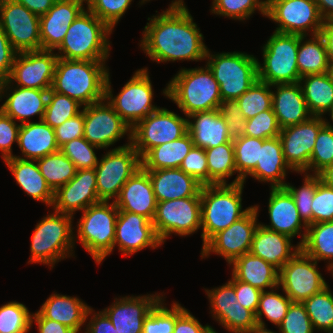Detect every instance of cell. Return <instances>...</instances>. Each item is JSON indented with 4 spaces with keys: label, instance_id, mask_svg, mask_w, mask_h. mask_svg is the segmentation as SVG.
<instances>
[{
    "label": "cell",
    "instance_id": "41",
    "mask_svg": "<svg viewBox=\"0 0 333 333\" xmlns=\"http://www.w3.org/2000/svg\"><path fill=\"white\" fill-rule=\"evenodd\" d=\"M204 150L207 156L208 185L226 184V177L237 172L233 140Z\"/></svg>",
    "mask_w": 333,
    "mask_h": 333
},
{
    "label": "cell",
    "instance_id": "61",
    "mask_svg": "<svg viewBox=\"0 0 333 333\" xmlns=\"http://www.w3.org/2000/svg\"><path fill=\"white\" fill-rule=\"evenodd\" d=\"M219 111L227 124L231 140L241 138L246 131V119L236 100L222 101Z\"/></svg>",
    "mask_w": 333,
    "mask_h": 333
},
{
    "label": "cell",
    "instance_id": "42",
    "mask_svg": "<svg viewBox=\"0 0 333 333\" xmlns=\"http://www.w3.org/2000/svg\"><path fill=\"white\" fill-rule=\"evenodd\" d=\"M36 163L40 173L54 192L68 183L77 172L74 163L60 150L36 160Z\"/></svg>",
    "mask_w": 333,
    "mask_h": 333
},
{
    "label": "cell",
    "instance_id": "57",
    "mask_svg": "<svg viewBox=\"0 0 333 333\" xmlns=\"http://www.w3.org/2000/svg\"><path fill=\"white\" fill-rule=\"evenodd\" d=\"M219 323L233 333H248L257 325L255 314L243 307L240 302L227 312Z\"/></svg>",
    "mask_w": 333,
    "mask_h": 333
},
{
    "label": "cell",
    "instance_id": "30",
    "mask_svg": "<svg viewBox=\"0 0 333 333\" xmlns=\"http://www.w3.org/2000/svg\"><path fill=\"white\" fill-rule=\"evenodd\" d=\"M291 240L290 236L269 230L259 223L249 252L280 270L300 249L299 245L294 248Z\"/></svg>",
    "mask_w": 333,
    "mask_h": 333
},
{
    "label": "cell",
    "instance_id": "8",
    "mask_svg": "<svg viewBox=\"0 0 333 333\" xmlns=\"http://www.w3.org/2000/svg\"><path fill=\"white\" fill-rule=\"evenodd\" d=\"M118 213L114 201L110 205L100 201L86 208L79 219L77 237L98 264L114 249Z\"/></svg>",
    "mask_w": 333,
    "mask_h": 333
},
{
    "label": "cell",
    "instance_id": "51",
    "mask_svg": "<svg viewBox=\"0 0 333 333\" xmlns=\"http://www.w3.org/2000/svg\"><path fill=\"white\" fill-rule=\"evenodd\" d=\"M267 1L260 0H214L212 13L233 19L249 18L256 9L266 16Z\"/></svg>",
    "mask_w": 333,
    "mask_h": 333
},
{
    "label": "cell",
    "instance_id": "59",
    "mask_svg": "<svg viewBox=\"0 0 333 333\" xmlns=\"http://www.w3.org/2000/svg\"><path fill=\"white\" fill-rule=\"evenodd\" d=\"M205 291L211 303V312H214L213 316L217 321L236 305L235 288L229 281L219 288Z\"/></svg>",
    "mask_w": 333,
    "mask_h": 333
},
{
    "label": "cell",
    "instance_id": "7",
    "mask_svg": "<svg viewBox=\"0 0 333 333\" xmlns=\"http://www.w3.org/2000/svg\"><path fill=\"white\" fill-rule=\"evenodd\" d=\"M207 66L219 84L222 101L236 100L258 79V59L242 52L212 55L207 50Z\"/></svg>",
    "mask_w": 333,
    "mask_h": 333
},
{
    "label": "cell",
    "instance_id": "58",
    "mask_svg": "<svg viewBox=\"0 0 333 333\" xmlns=\"http://www.w3.org/2000/svg\"><path fill=\"white\" fill-rule=\"evenodd\" d=\"M281 333H313L314 328L300 302H292L282 323L278 326Z\"/></svg>",
    "mask_w": 333,
    "mask_h": 333
},
{
    "label": "cell",
    "instance_id": "53",
    "mask_svg": "<svg viewBox=\"0 0 333 333\" xmlns=\"http://www.w3.org/2000/svg\"><path fill=\"white\" fill-rule=\"evenodd\" d=\"M306 174L304 175V184L299 189L287 183L285 184L284 188L293 197L300 218L303 220V223L308 226L312 224L311 205L316 190V175H308V173Z\"/></svg>",
    "mask_w": 333,
    "mask_h": 333
},
{
    "label": "cell",
    "instance_id": "67",
    "mask_svg": "<svg viewBox=\"0 0 333 333\" xmlns=\"http://www.w3.org/2000/svg\"><path fill=\"white\" fill-rule=\"evenodd\" d=\"M33 321L38 325L39 333H75L69 327L58 323L51 319L44 318L38 311L32 315L31 324Z\"/></svg>",
    "mask_w": 333,
    "mask_h": 333
},
{
    "label": "cell",
    "instance_id": "46",
    "mask_svg": "<svg viewBox=\"0 0 333 333\" xmlns=\"http://www.w3.org/2000/svg\"><path fill=\"white\" fill-rule=\"evenodd\" d=\"M271 87L270 84L257 79L245 93L236 99L246 120L272 109Z\"/></svg>",
    "mask_w": 333,
    "mask_h": 333
},
{
    "label": "cell",
    "instance_id": "27",
    "mask_svg": "<svg viewBox=\"0 0 333 333\" xmlns=\"http://www.w3.org/2000/svg\"><path fill=\"white\" fill-rule=\"evenodd\" d=\"M270 190L268 213L271 225H261L269 230L288 235L291 238L300 235V230L304 226L305 231L302 234V240L298 243L300 246L305 239L307 225L302 224L303 220L299 216L293 197L284 187L271 188Z\"/></svg>",
    "mask_w": 333,
    "mask_h": 333
},
{
    "label": "cell",
    "instance_id": "47",
    "mask_svg": "<svg viewBox=\"0 0 333 333\" xmlns=\"http://www.w3.org/2000/svg\"><path fill=\"white\" fill-rule=\"evenodd\" d=\"M291 303L292 300L287 295H280L274 292L273 289L271 291H262L255 313L257 324L266 326L264 321H262V315H265L270 322L279 326L285 318Z\"/></svg>",
    "mask_w": 333,
    "mask_h": 333
},
{
    "label": "cell",
    "instance_id": "15",
    "mask_svg": "<svg viewBox=\"0 0 333 333\" xmlns=\"http://www.w3.org/2000/svg\"><path fill=\"white\" fill-rule=\"evenodd\" d=\"M40 17L16 0H0V28L17 53L41 50Z\"/></svg>",
    "mask_w": 333,
    "mask_h": 333
},
{
    "label": "cell",
    "instance_id": "22",
    "mask_svg": "<svg viewBox=\"0 0 333 333\" xmlns=\"http://www.w3.org/2000/svg\"><path fill=\"white\" fill-rule=\"evenodd\" d=\"M118 244L123 255H132L146 247L157 248L162 243L152 221L132 212L119 211L116 219L114 249Z\"/></svg>",
    "mask_w": 333,
    "mask_h": 333
},
{
    "label": "cell",
    "instance_id": "40",
    "mask_svg": "<svg viewBox=\"0 0 333 333\" xmlns=\"http://www.w3.org/2000/svg\"><path fill=\"white\" fill-rule=\"evenodd\" d=\"M300 249L317 262L331 259L327 267L329 270L333 266V221L308 225Z\"/></svg>",
    "mask_w": 333,
    "mask_h": 333
},
{
    "label": "cell",
    "instance_id": "32",
    "mask_svg": "<svg viewBox=\"0 0 333 333\" xmlns=\"http://www.w3.org/2000/svg\"><path fill=\"white\" fill-rule=\"evenodd\" d=\"M287 169L292 170L284 158L282 143L277 136L263 139L259 160L249 176L259 181L270 182L271 188L284 187L286 183L283 180Z\"/></svg>",
    "mask_w": 333,
    "mask_h": 333
},
{
    "label": "cell",
    "instance_id": "44",
    "mask_svg": "<svg viewBox=\"0 0 333 333\" xmlns=\"http://www.w3.org/2000/svg\"><path fill=\"white\" fill-rule=\"evenodd\" d=\"M302 304L314 329L333 333V295L328 286L304 300Z\"/></svg>",
    "mask_w": 333,
    "mask_h": 333
},
{
    "label": "cell",
    "instance_id": "1",
    "mask_svg": "<svg viewBox=\"0 0 333 333\" xmlns=\"http://www.w3.org/2000/svg\"><path fill=\"white\" fill-rule=\"evenodd\" d=\"M144 27L141 47L152 61L206 59L207 47L203 35L185 7L184 1L175 0L166 11Z\"/></svg>",
    "mask_w": 333,
    "mask_h": 333
},
{
    "label": "cell",
    "instance_id": "78",
    "mask_svg": "<svg viewBox=\"0 0 333 333\" xmlns=\"http://www.w3.org/2000/svg\"><path fill=\"white\" fill-rule=\"evenodd\" d=\"M329 270L332 271V275H333V266H331V267L329 268Z\"/></svg>",
    "mask_w": 333,
    "mask_h": 333
},
{
    "label": "cell",
    "instance_id": "55",
    "mask_svg": "<svg viewBox=\"0 0 333 333\" xmlns=\"http://www.w3.org/2000/svg\"><path fill=\"white\" fill-rule=\"evenodd\" d=\"M281 127L272 109L263 111L246 120L244 136L269 139L279 136Z\"/></svg>",
    "mask_w": 333,
    "mask_h": 333
},
{
    "label": "cell",
    "instance_id": "39",
    "mask_svg": "<svg viewBox=\"0 0 333 333\" xmlns=\"http://www.w3.org/2000/svg\"><path fill=\"white\" fill-rule=\"evenodd\" d=\"M311 37L312 39L310 38L305 43L303 42L305 36H301L299 39L297 66L300 77L329 72L330 64L322 37L319 34Z\"/></svg>",
    "mask_w": 333,
    "mask_h": 333
},
{
    "label": "cell",
    "instance_id": "17",
    "mask_svg": "<svg viewBox=\"0 0 333 333\" xmlns=\"http://www.w3.org/2000/svg\"><path fill=\"white\" fill-rule=\"evenodd\" d=\"M316 265V260L299 249L279 270V286L292 302L302 303L328 286Z\"/></svg>",
    "mask_w": 333,
    "mask_h": 333
},
{
    "label": "cell",
    "instance_id": "18",
    "mask_svg": "<svg viewBox=\"0 0 333 333\" xmlns=\"http://www.w3.org/2000/svg\"><path fill=\"white\" fill-rule=\"evenodd\" d=\"M101 100L84 106V135L91 144L100 149L107 148L129 132L131 139V127L119 116L113 106Z\"/></svg>",
    "mask_w": 333,
    "mask_h": 333
},
{
    "label": "cell",
    "instance_id": "76",
    "mask_svg": "<svg viewBox=\"0 0 333 333\" xmlns=\"http://www.w3.org/2000/svg\"><path fill=\"white\" fill-rule=\"evenodd\" d=\"M208 333H216V331H214V329L211 328V329L208 331Z\"/></svg>",
    "mask_w": 333,
    "mask_h": 333
},
{
    "label": "cell",
    "instance_id": "3",
    "mask_svg": "<svg viewBox=\"0 0 333 333\" xmlns=\"http://www.w3.org/2000/svg\"><path fill=\"white\" fill-rule=\"evenodd\" d=\"M163 93L189 116L196 112L220 108L222 98L213 72L204 68L181 69Z\"/></svg>",
    "mask_w": 333,
    "mask_h": 333
},
{
    "label": "cell",
    "instance_id": "21",
    "mask_svg": "<svg viewBox=\"0 0 333 333\" xmlns=\"http://www.w3.org/2000/svg\"><path fill=\"white\" fill-rule=\"evenodd\" d=\"M95 168L77 170L76 175L54 192L55 211L73 216L78 210L84 211L90 205L99 203Z\"/></svg>",
    "mask_w": 333,
    "mask_h": 333
},
{
    "label": "cell",
    "instance_id": "62",
    "mask_svg": "<svg viewBox=\"0 0 333 333\" xmlns=\"http://www.w3.org/2000/svg\"><path fill=\"white\" fill-rule=\"evenodd\" d=\"M20 125L0 110V151L4 160L14 157L12 144L18 142Z\"/></svg>",
    "mask_w": 333,
    "mask_h": 333
},
{
    "label": "cell",
    "instance_id": "37",
    "mask_svg": "<svg viewBox=\"0 0 333 333\" xmlns=\"http://www.w3.org/2000/svg\"><path fill=\"white\" fill-rule=\"evenodd\" d=\"M299 83L311 116H322L332 109L333 79L329 72L303 76Z\"/></svg>",
    "mask_w": 333,
    "mask_h": 333
},
{
    "label": "cell",
    "instance_id": "56",
    "mask_svg": "<svg viewBox=\"0 0 333 333\" xmlns=\"http://www.w3.org/2000/svg\"><path fill=\"white\" fill-rule=\"evenodd\" d=\"M312 224L333 221V188L325 185L316 175V190L312 205Z\"/></svg>",
    "mask_w": 333,
    "mask_h": 333
},
{
    "label": "cell",
    "instance_id": "66",
    "mask_svg": "<svg viewBox=\"0 0 333 333\" xmlns=\"http://www.w3.org/2000/svg\"><path fill=\"white\" fill-rule=\"evenodd\" d=\"M212 327L203 326L200 322L185 309L177 318L173 333H208Z\"/></svg>",
    "mask_w": 333,
    "mask_h": 333
},
{
    "label": "cell",
    "instance_id": "24",
    "mask_svg": "<svg viewBox=\"0 0 333 333\" xmlns=\"http://www.w3.org/2000/svg\"><path fill=\"white\" fill-rule=\"evenodd\" d=\"M161 299L157 294L115 298V303L103 312L119 333H142L146 316Z\"/></svg>",
    "mask_w": 333,
    "mask_h": 333
},
{
    "label": "cell",
    "instance_id": "68",
    "mask_svg": "<svg viewBox=\"0 0 333 333\" xmlns=\"http://www.w3.org/2000/svg\"><path fill=\"white\" fill-rule=\"evenodd\" d=\"M94 314L85 333H119L103 311Z\"/></svg>",
    "mask_w": 333,
    "mask_h": 333
},
{
    "label": "cell",
    "instance_id": "63",
    "mask_svg": "<svg viewBox=\"0 0 333 333\" xmlns=\"http://www.w3.org/2000/svg\"><path fill=\"white\" fill-rule=\"evenodd\" d=\"M56 143L59 148L66 142L83 137L84 135V106L83 110L73 118L66 120L54 128Z\"/></svg>",
    "mask_w": 333,
    "mask_h": 333
},
{
    "label": "cell",
    "instance_id": "23",
    "mask_svg": "<svg viewBox=\"0 0 333 333\" xmlns=\"http://www.w3.org/2000/svg\"><path fill=\"white\" fill-rule=\"evenodd\" d=\"M86 0H56L47 13L40 16V38L42 50L57 49L63 42L67 30L84 10Z\"/></svg>",
    "mask_w": 333,
    "mask_h": 333
},
{
    "label": "cell",
    "instance_id": "19",
    "mask_svg": "<svg viewBox=\"0 0 333 333\" xmlns=\"http://www.w3.org/2000/svg\"><path fill=\"white\" fill-rule=\"evenodd\" d=\"M258 205L225 230L215 234L202 248V258L211 252L221 255L230 264L234 259L248 253L257 224Z\"/></svg>",
    "mask_w": 333,
    "mask_h": 333
},
{
    "label": "cell",
    "instance_id": "2",
    "mask_svg": "<svg viewBox=\"0 0 333 333\" xmlns=\"http://www.w3.org/2000/svg\"><path fill=\"white\" fill-rule=\"evenodd\" d=\"M108 74L105 61L58 58L51 90L88 106L105 99Z\"/></svg>",
    "mask_w": 333,
    "mask_h": 333
},
{
    "label": "cell",
    "instance_id": "10",
    "mask_svg": "<svg viewBox=\"0 0 333 333\" xmlns=\"http://www.w3.org/2000/svg\"><path fill=\"white\" fill-rule=\"evenodd\" d=\"M141 167V157L131 144V139L128 144L107 152L95 167L99 200H116L123 185Z\"/></svg>",
    "mask_w": 333,
    "mask_h": 333
},
{
    "label": "cell",
    "instance_id": "25",
    "mask_svg": "<svg viewBox=\"0 0 333 333\" xmlns=\"http://www.w3.org/2000/svg\"><path fill=\"white\" fill-rule=\"evenodd\" d=\"M119 211L136 213L152 221L157 200L148 172L141 167L123 185L114 201Z\"/></svg>",
    "mask_w": 333,
    "mask_h": 333
},
{
    "label": "cell",
    "instance_id": "28",
    "mask_svg": "<svg viewBox=\"0 0 333 333\" xmlns=\"http://www.w3.org/2000/svg\"><path fill=\"white\" fill-rule=\"evenodd\" d=\"M271 86L277 88L275 93L272 91V110L281 129L302 123L311 117L299 82Z\"/></svg>",
    "mask_w": 333,
    "mask_h": 333
},
{
    "label": "cell",
    "instance_id": "20",
    "mask_svg": "<svg viewBox=\"0 0 333 333\" xmlns=\"http://www.w3.org/2000/svg\"><path fill=\"white\" fill-rule=\"evenodd\" d=\"M322 116H311L307 121L280 130L284 158L296 172L309 170V161L320 129L326 124Z\"/></svg>",
    "mask_w": 333,
    "mask_h": 333
},
{
    "label": "cell",
    "instance_id": "36",
    "mask_svg": "<svg viewBox=\"0 0 333 333\" xmlns=\"http://www.w3.org/2000/svg\"><path fill=\"white\" fill-rule=\"evenodd\" d=\"M49 90L23 88L17 86L12 94L7 95L6 101L0 110L13 120L18 119L21 123H28L33 115H39L43 119Z\"/></svg>",
    "mask_w": 333,
    "mask_h": 333
},
{
    "label": "cell",
    "instance_id": "12",
    "mask_svg": "<svg viewBox=\"0 0 333 333\" xmlns=\"http://www.w3.org/2000/svg\"><path fill=\"white\" fill-rule=\"evenodd\" d=\"M187 121L166 108H159L131 129V144L142 159L152 148L184 136L188 132Z\"/></svg>",
    "mask_w": 333,
    "mask_h": 333
},
{
    "label": "cell",
    "instance_id": "70",
    "mask_svg": "<svg viewBox=\"0 0 333 333\" xmlns=\"http://www.w3.org/2000/svg\"><path fill=\"white\" fill-rule=\"evenodd\" d=\"M319 35L327 49L329 63H333V20H325Z\"/></svg>",
    "mask_w": 333,
    "mask_h": 333
},
{
    "label": "cell",
    "instance_id": "77",
    "mask_svg": "<svg viewBox=\"0 0 333 333\" xmlns=\"http://www.w3.org/2000/svg\"><path fill=\"white\" fill-rule=\"evenodd\" d=\"M1 86H2V81L0 80V98H1Z\"/></svg>",
    "mask_w": 333,
    "mask_h": 333
},
{
    "label": "cell",
    "instance_id": "43",
    "mask_svg": "<svg viewBox=\"0 0 333 333\" xmlns=\"http://www.w3.org/2000/svg\"><path fill=\"white\" fill-rule=\"evenodd\" d=\"M262 144L263 139L244 135L241 138L233 140L235 165L238 175L231 184L245 182L247 175H249L257 165Z\"/></svg>",
    "mask_w": 333,
    "mask_h": 333
},
{
    "label": "cell",
    "instance_id": "26",
    "mask_svg": "<svg viewBox=\"0 0 333 333\" xmlns=\"http://www.w3.org/2000/svg\"><path fill=\"white\" fill-rule=\"evenodd\" d=\"M157 202L201 197L202 184L180 168L146 170Z\"/></svg>",
    "mask_w": 333,
    "mask_h": 333
},
{
    "label": "cell",
    "instance_id": "14",
    "mask_svg": "<svg viewBox=\"0 0 333 333\" xmlns=\"http://www.w3.org/2000/svg\"><path fill=\"white\" fill-rule=\"evenodd\" d=\"M163 244L171 233L187 236L201 228V197H188L157 202L152 220Z\"/></svg>",
    "mask_w": 333,
    "mask_h": 333
},
{
    "label": "cell",
    "instance_id": "13",
    "mask_svg": "<svg viewBox=\"0 0 333 333\" xmlns=\"http://www.w3.org/2000/svg\"><path fill=\"white\" fill-rule=\"evenodd\" d=\"M266 16L279 23L275 32L307 36L317 35L324 24L315 0H266Z\"/></svg>",
    "mask_w": 333,
    "mask_h": 333
},
{
    "label": "cell",
    "instance_id": "54",
    "mask_svg": "<svg viewBox=\"0 0 333 333\" xmlns=\"http://www.w3.org/2000/svg\"><path fill=\"white\" fill-rule=\"evenodd\" d=\"M85 2L88 4L87 9L113 30L132 0H86Z\"/></svg>",
    "mask_w": 333,
    "mask_h": 333
},
{
    "label": "cell",
    "instance_id": "52",
    "mask_svg": "<svg viewBox=\"0 0 333 333\" xmlns=\"http://www.w3.org/2000/svg\"><path fill=\"white\" fill-rule=\"evenodd\" d=\"M94 148L99 147L89 143L84 137H80L66 142L60 147V151L74 163L77 170H81L97 166L99 161Z\"/></svg>",
    "mask_w": 333,
    "mask_h": 333
},
{
    "label": "cell",
    "instance_id": "4",
    "mask_svg": "<svg viewBox=\"0 0 333 333\" xmlns=\"http://www.w3.org/2000/svg\"><path fill=\"white\" fill-rule=\"evenodd\" d=\"M244 183L211 184L201 188V234L203 246L218 232L245 216L253 206L242 210Z\"/></svg>",
    "mask_w": 333,
    "mask_h": 333
},
{
    "label": "cell",
    "instance_id": "75",
    "mask_svg": "<svg viewBox=\"0 0 333 333\" xmlns=\"http://www.w3.org/2000/svg\"><path fill=\"white\" fill-rule=\"evenodd\" d=\"M329 112H330V115H331V119L333 121V107H332V109Z\"/></svg>",
    "mask_w": 333,
    "mask_h": 333
},
{
    "label": "cell",
    "instance_id": "5",
    "mask_svg": "<svg viewBox=\"0 0 333 333\" xmlns=\"http://www.w3.org/2000/svg\"><path fill=\"white\" fill-rule=\"evenodd\" d=\"M112 29L90 10L84 9L70 25L65 38L57 48L58 58L67 60L105 61L109 57L107 36Z\"/></svg>",
    "mask_w": 333,
    "mask_h": 333
},
{
    "label": "cell",
    "instance_id": "48",
    "mask_svg": "<svg viewBox=\"0 0 333 333\" xmlns=\"http://www.w3.org/2000/svg\"><path fill=\"white\" fill-rule=\"evenodd\" d=\"M162 303L161 299L146 316L142 333H173L176 318L186 308L175 302L172 308L168 309Z\"/></svg>",
    "mask_w": 333,
    "mask_h": 333
},
{
    "label": "cell",
    "instance_id": "72",
    "mask_svg": "<svg viewBox=\"0 0 333 333\" xmlns=\"http://www.w3.org/2000/svg\"><path fill=\"white\" fill-rule=\"evenodd\" d=\"M320 180L330 188H333V164L325 168L319 174Z\"/></svg>",
    "mask_w": 333,
    "mask_h": 333
},
{
    "label": "cell",
    "instance_id": "60",
    "mask_svg": "<svg viewBox=\"0 0 333 333\" xmlns=\"http://www.w3.org/2000/svg\"><path fill=\"white\" fill-rule=\"evenodd\" d=\"M179 168L202 185H208L207 156L203 148L193 146Z\"/></svg>",
    "mask_w": 333,
    "mask_h": 333
},
{
    "label": "cell",
    "instance_id": "73",
    "mask_svg": "<svg viewBox=\"0 0 333 333\" xmlns=\"http://www.w3.org/2000/svg\"><path fill=\"white\" fill-rule=\"evenodd\" d=\"M248 333H275L271 330H267V328L263 325L257 324L252 330H250Z\"/></svg>",
    "mask_w": 333,
    "mask_h": 333
},
{
    "label": "cell",
    "instance_id": "45",
    "mask_svg": "<svg viewBox=\"0 0 333 333\" xmlns=\"http://www.w3.org/2000/svg\"><path fill=\"white\" fill-rule=\"evenodd\" d=\"M81 106L76 100L50 89L42 120L54 129L79 114Z\"/></svg>",
    "mask_w": 333,
    "mask_h": 333
},
{
    "label": "cell",
    "instance_id": "74",
    "mask_svg": "<svg viewBox=\"0 0 333 333\" xmlns=\"http://www.w3.org/2000/svg\"><path fill=\"white\" fill-rule=\"evenodd\" d=\"M329 74L331 75L332 79H333V63H329Z\"/></svg>",
    "mask_w": 333,
    "mask_h": 333
},
{
    "label": "cell",
    "instance_id": "65",
    "mask_svg": "<svg viewBox=\"0 0 333 333\" xmlns=\"http://www.w3.org/2000/svg\"><path fill=\"white\" fill-rule=\"evenodd\" d=\"M17 52L12 47L8 37L0 28V80L9 78Z\"/></svg>",
    "mask_w": 333,
    "mask_h": 333
},
{
    "label": "cell",
    "instance_id": "38",
    "mask_svg": "<svg viewBox=\"0 0 333 333\" xmlns=\"http://www.w3.org/2000/svg\"><path fill=\"white\" fill-rule=\"evenodd\" d=\"M193 146L192 137L187 132L177 140L152 148L141 159L142 167L145 170L179 168Z\"/></svg>",
    "mask_w": 333,
    "mask_h": 333
},
{
    "label": "cell",
    "instance_id": "29",
    "mask_svg": "<svg viewBox=\"0 0 333 333\" xmlns=\"http://www.w3.org/2000/svg\"><path fill=\"white\" fill-rule=\"evenodd\" d=\"M187 117L194 120H188L187 127L195 147L209 149L232 141L219 109L196 112Z\"/></svg>",
    "mask_w": 333,
    "mask_h": 333
},
{
    "label": "cell",
    "instance_id": "64",
    "mask_svg": "<svg viewBox=\"0 0 333 333\" xmlns=\"http://www.w3.org/2000/svg\"><path fill=\"white\" fill-rule=\"evenodd\" d=\"M229 282L235 288L237 302H240L243 307L249 309L255 314L259 305V299L262 291L256 287H253L249 283L237 280L233 276Z\"/></svg>",
    "mask_w": 333,
    "mask_h": 333
},
{
    "label": "cell",
    "instance_id": "35",
    "mask_svg": "<svg viewBox=\"0 0 333 333\" xmlns=\"http://www.w3.org/2000/svg\"><path fill=\"white\" fill-rule=\"evenodd\" d=\"M17 144L26 160H38L60 150L54 129L43 120L20 124Z\"/></svg>",
    "mask_w": 333,
    "mask_h": 333
},
{
    "label": "cell",
    "instance_id": "71",
    "mask_svg": "<svg viewBox=\"0 0 333 333\" xmlns=\"http://www.w3.org/2000/svg\"><path fill=\"white\" fill-rule=\"evenodd\" d=\"M324 20H333V0H315Z\"/></svg>",
    "mask_w": 333,
    "mask_h": 333
},
{
    "label": "cell",
    "instance_id": "33",
    "mask_svg": "<svg viewBox=\"0 0 333 333\" xmlns=\"http://www.w3.org/2000/svg\"><path fill=\"white\" fill-rule=\"evenodd\" d=\"M4 162L15 177L17 184L27 195L31 196L34 200L45 202L46 205L52 206L54 191L40 173L36 160H26L15 155L12 158L4 160Z\"/></svg>",
    "mask_w": 333,
    "mask_h": 333
},
{
    "label": "cell",
    "instance_id": "50",
    "mask_svg": "<svg viewBox=\"0 0 333 333\" xmlns=\"http://www.w3.org/2000/svg\"><path fill=\"white\" fill-rule=\"evenodd\" d=\"M333 164V126L326 121L320 129L309 161V170L318 175Z\"/></svg>",
    "mask_w": 333,
    "mask_h": 333
},
{
    "label": "cell",
    "instance_id": "49",
    "mask_svg": "<svg viewBox=\"0 0 333 333\" xmlns=\"http://www.w3.org/2000/svg\"><path fill=\"white\" fill-rule=\"evenodd\" d=\"M32 314L22 303L13 301L0 307V333H28Z\"/></svg>",
    "mask_w": 333,
    "mask_h": 333
},
{
    "label": "cell",
    "instance_id": "6",
    "mask_svg": "<svg viewBox=\"0 0 333 333\" xmlns=\"http://www.w3.org/2000/svg\"><path fill=\"white\" fill-rule=\"evenodd\" d=\"M72 217L55 211L40 221L32 235L30 263L54 264L72 255L74 245ZM72 235V236H71Z\"/></svg>",
    "mask_w": 333,
    "mask_h": 333
},
{
    "label": "cell",
    "instance_id": "31",
    "mask_svg": "<svg viewBox=\"0 0 333 333\" xmlns=\"http://www.w3.org/2000/svg\"><path fill=\"white\" fill-rule=\"evenodd\" d=\"M93 309L77 297L52 294L38 311L44 318L61 323L79 333Z\"/></svg>",
    "mask_w": 333,
    "mask_h": 333
},
{
    "label": "cell",
    "instance_id": "69",
    "mask_svg": "<svg viewBox=\"0 0 333 333\" xmlns=\"http://www.w3.org/2000/svg\"><path fill=\"white\" fill-rule=\"evenodd\" d=\"M37 16H42L49 11L56 0H16Z\"/></svg>",
    "mask_w": 333,
    "mask_h": 333
},
{
    "label": "cell",
    "instance_id": "34",
    "mask_svg": "<svg viewBox=\"0 0 333 333\" xmlns=\"http://www.w3.org/2000/svg\"><path fill=\"white\" fill-rule=\"evenodd\" d=\"M230 265L233 266L232 276L234 278L249 283L261 291L279 286V270L250 252L237 257Z\"/></svg>",
    "mask_w": 333,
    "mask_h": 333
},
{
    "label": "cell",
    "instance_id": "9",
    "mask_svg": "<svg viewBox=\"0 0 333 333\" xmlns=\"http://www.w3.org/2000/svg\"><path fill=\"white\" fill-rule=\"evenodd\" d=\"M300 37L278 32L271 35L263 46V66L258 61V80L270 85L299 82L297 53Z\"/></svg>",
    "mask_w": 333,
    "mask_h": 333
},
{
    "label": "cell",
    "instance_id": "11",
    "mask_svg": "<svg viewBox=\"0 0 333 333\" xmlns=\"http://www.w3.org/2000/svg\"><path fill=\"white\" fill-rule=\"evenodd\" d=\"M147 70L144 68L136 71L115 98L110 87L109 74L106 80L105 100L131 129L148 114L159 109L152 105L153 89Z\"/></svg>",
    "mask_w": 333,
    "mask_h": 333
},
{
    "label": "cell",
    "instance_id": "16",
    "mask_svg": "<svg viewBox=\"0 0 333 333\" xmlns=\"http://www.w3.org/2000/svg\"><path fill=\"white\" fill-rule=\"evenodd\" d=\"M57 59L58 56L53 50L17 53L9 78L2 81L1 97L10 89L12 81L23 88L50 90Z\"/></svg>",
    "mask_w": 333,
    "mask_h": 333
}]
</instances>
